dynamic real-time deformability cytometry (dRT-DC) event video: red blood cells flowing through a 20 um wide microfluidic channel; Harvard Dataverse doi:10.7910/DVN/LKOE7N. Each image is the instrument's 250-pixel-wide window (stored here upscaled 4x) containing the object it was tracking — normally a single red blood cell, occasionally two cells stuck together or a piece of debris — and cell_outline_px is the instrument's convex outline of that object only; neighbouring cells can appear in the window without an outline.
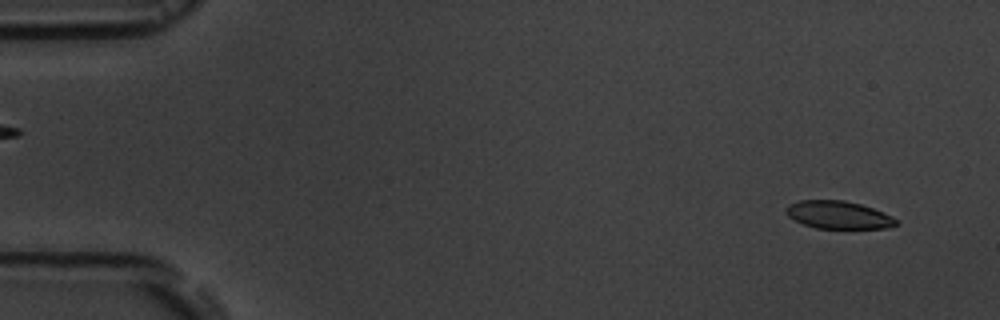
{"species": "common noctule bat (a hibernating species)", "species_latin": "Nyctalus noctula", "temperature_condition": "room temperature", "stored_images_in_passage": 7, "camera_frame_rate_fps": 3000, "um_per_image_px": 0.085, "animal": {"sex": "male", "body_mass_g": 19.5, "forearm_length_mm": 54.6}, "frame": {"image": 1, "passage_image": 1, "time_ms": 0.0, "image_size_px": [1000, 320], "cell_outline_px": [[900, 224], [884, 228], [816, 228], [804, 224], [788, 216], [784, 212], [784, 208], [788, 204], [800, 200], [844, 200], [860, 204], [872, 208], [892, 216]], "centroid_in_image_um": [71.23, 18.26], "position_along_channel_um": 13.8, "area_um2": 17.74}}
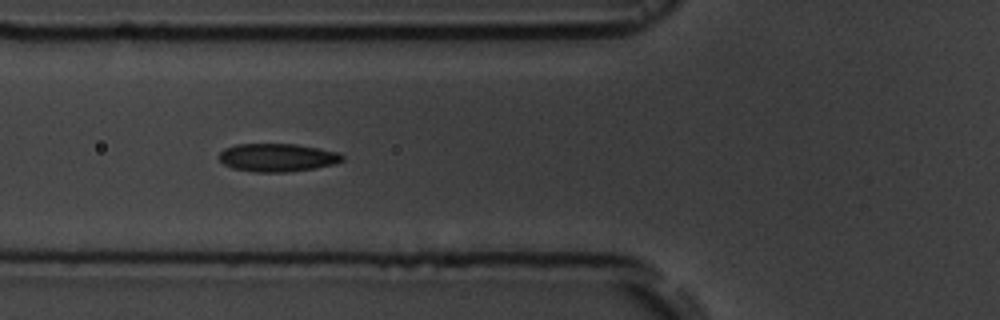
{"frame": {"image": 2, "passage_image": 6, "time_ms": 5.667, "image_size_px": [1000, 320], "cell_outline_px": [[344, 160], [336, 164], [316, 168], [284, 172], [256, 172], [232, 168], [224, 164], [220, 160], [220, 152], [224, 148], [236, 144], [296, 144], [320, 148], [340, 152], [344, 156]], "centroid_in_image_um": [23.62, 13.39], "position_along_channel_um": 102.2, "area_um2": 20.35}}
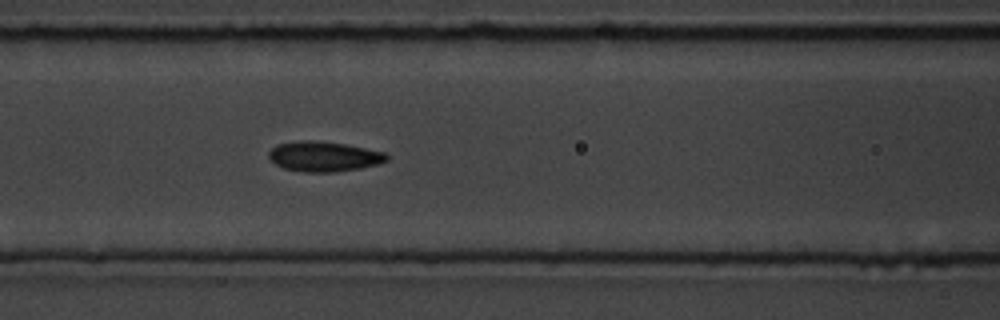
{"frame": {"image": 3, "passage_image": 7, "time_ms": 6.667, "image_size_px": [1000, 320], "cell_outline_px": [[388, 160], [376, 164], [360, 168], [336, 172], [304, 172], [284, 168], [276, 164], [268, 156], [268, 152], [276, 144], [300, 140], [312, 140], [344, 144], [384, 152], [388, 156]], "centroid_in_image_um": [27.5, 13.3], "position_along_channel_um": 139.1, "area_um2": 20.52}}